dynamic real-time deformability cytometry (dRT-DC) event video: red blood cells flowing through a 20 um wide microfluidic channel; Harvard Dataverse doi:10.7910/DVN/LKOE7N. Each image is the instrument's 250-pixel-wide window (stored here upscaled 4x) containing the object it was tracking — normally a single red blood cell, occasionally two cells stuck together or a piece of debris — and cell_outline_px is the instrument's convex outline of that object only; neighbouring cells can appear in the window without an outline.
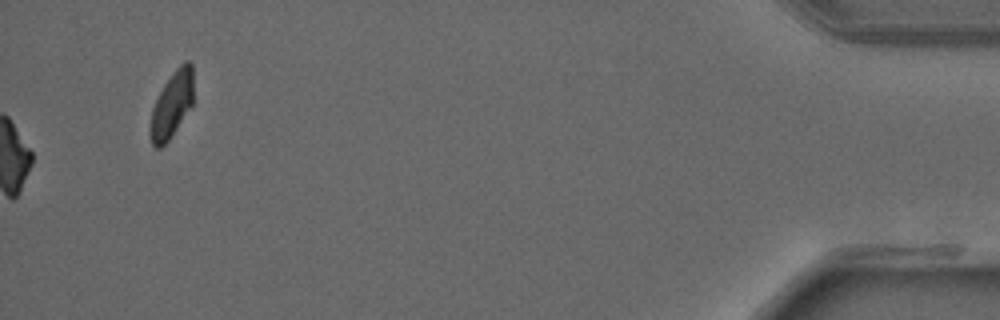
{"species": "common noctule bat (a hibernating species)", "species_latin": "Nyctalus noctula", "temperature_condition": "warm", "stored_images_in_passage": 29, "camera_frame_rate_fps": 3000, "um_per_image_px": 0.085, "animal": {"sex": "male", "forearm_length_mm": 52.5}, "frame": {"image": 1, "passage_image": 29, "time_ms": 9.333, "image_size_px": [1000, 320], "cell_outline_px": [[192, 104], [168, 140], [160, 148], [156, 148], [152, 144], [148, 132], [148, 128], [152, 108], [164, 84], [176, 68], [184, 60], [188, 60], [192, 64]], "centroid_in_image_um": [14.56, 8.9], "position_along_channel_um": 420.6, "area_um2": 16.42}}